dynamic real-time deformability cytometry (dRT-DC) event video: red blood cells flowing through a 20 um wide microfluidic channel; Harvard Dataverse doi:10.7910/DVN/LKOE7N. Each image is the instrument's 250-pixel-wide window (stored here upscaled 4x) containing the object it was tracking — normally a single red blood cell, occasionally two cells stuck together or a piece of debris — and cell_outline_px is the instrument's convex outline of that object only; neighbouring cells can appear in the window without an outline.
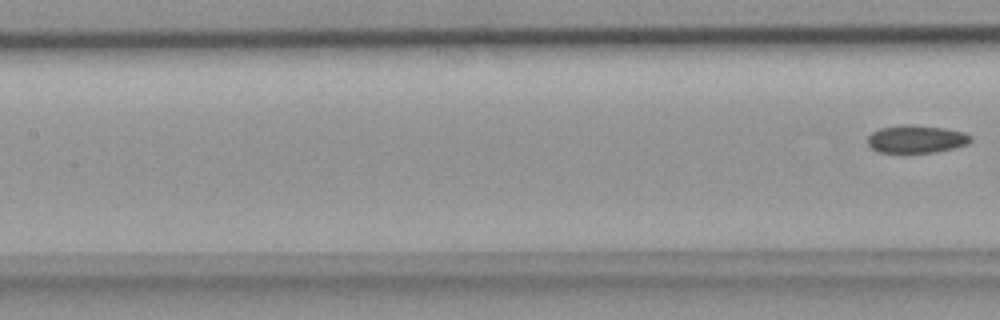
{"species": "common noctule bat (a hibernating species)", "species_latin": "Nyctalus noctula", "temperature_condition": "room temperature", "stored_images_in_passage": 10, "camera_frame_rate_fps": 3000, "um_per_image_px": 0.085, "animal": {"sex": "female", "body_mass_g": 18.4}, "frame": {"image": 1, "passage_image": 10, "time_ms": 3.0, "image_size_px": [1000, 320], "cell_outline_px": [[972, 140], [968, 144], [936, 152], [880, 152], [872, 148], [868, 144], [868, 136], [872, 132], [880, 128], [900, 124], [912, 124], [944, 128], [964, 132], [972, 136]], "centroid_in_image_um": [77.89, 11.8], "position_along_channel_um": 129.5, "area_um2": 16.7}}